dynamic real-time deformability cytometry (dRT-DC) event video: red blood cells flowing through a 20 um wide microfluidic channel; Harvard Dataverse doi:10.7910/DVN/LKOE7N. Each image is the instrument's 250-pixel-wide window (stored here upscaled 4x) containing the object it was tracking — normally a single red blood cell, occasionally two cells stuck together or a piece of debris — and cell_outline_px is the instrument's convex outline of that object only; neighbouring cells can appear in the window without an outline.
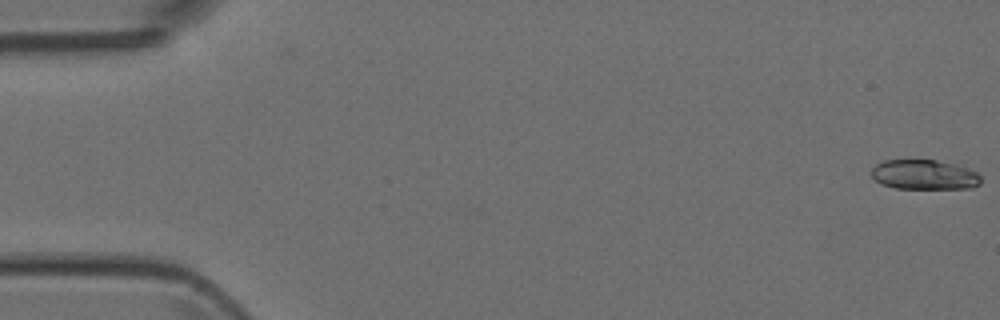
{"species": "Egyptian fruit bat (a non-hibernating species)", "species_latin": "Rousettus aegyptiacus", "temperature_condition": "room temperature", "stored_images_in_passage": 2, "camera_frame_rate_fps": 3000, "um_per_image_px": 0.085, "animal": {"sex": "female"}, "frame": {"image": 1, "passage_image": 2, "time_ms": 0.333, "image_size_px": [1000, 320], "cell_outline_px": [[980, 184], [968, 188], [896, 188], [880, 184], [872, 176], [872, 168], [876, 164], [884, 160], [936, 160], [968, 168], [976, 172], [980, 176]], "centroid_in_image_um": [78.54, 14.85], "position_along_channel_um": 6.5, "area_um2": 18.79}}